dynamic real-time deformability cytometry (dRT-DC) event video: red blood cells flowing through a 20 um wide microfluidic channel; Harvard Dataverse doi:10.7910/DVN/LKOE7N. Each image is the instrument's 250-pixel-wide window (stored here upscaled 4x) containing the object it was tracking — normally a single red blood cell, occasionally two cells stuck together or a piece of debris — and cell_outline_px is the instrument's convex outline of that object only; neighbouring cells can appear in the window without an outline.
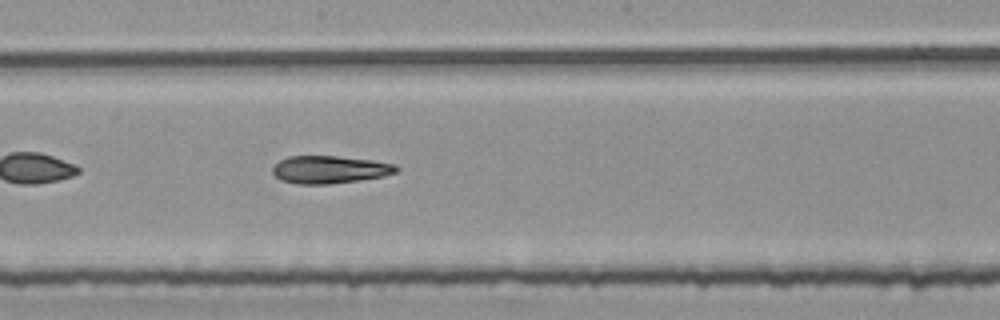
{"species": "common noctule bat (a hibernating species)", "species_latin": "Nyctalus noctula", "temperature_condition": "room temperature", "stored_images_in_passage": 53, "segment_of_instrument_passage": [2, 2], "camera_frame_rate_fps": 3000, "um_per_image_px": 0.085, "animal": {"sex": "female", "body_mass_g": 25.1}, "frame": {"image": 1, "passage_image": 29, "time_ms": 9.333, "image_size_px": [1000, 320], "cell_outline_px": [[396, 172], [384, 176], [328, 184], [296, 184], [280, 180], [272, 172], [272, 168], [280, 160], [288, 156], [336, 156], [372, 160], [392, 164], [396, 168]], "centroid_in_image_um": [27.95, 14.41], "position_along_channel_um": 220.2, "area_um2": 19.65}}
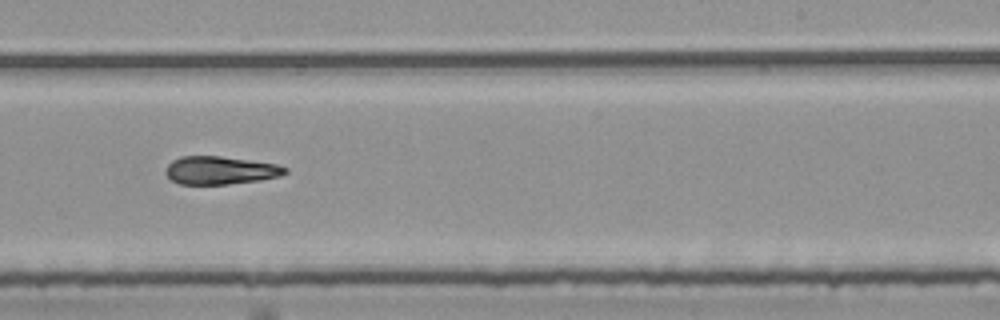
{"frame": {"image": 2, "passage_image": 33, "time_ms": 10.667, "image_size_px": [1000, 320], "cell_outline_px": [[288, 172], [280, 176], [260, 180], [228, 184], [180, 184], [172, 180], [164, 172], [168, 164], [172, 160], [180, 156], [220, 156], [276, 164], [288, 168]], "centroid_in_image_um": [18.71, 14.48], "position_along_channel_um": 270.3, "area_um2": 19.48}}
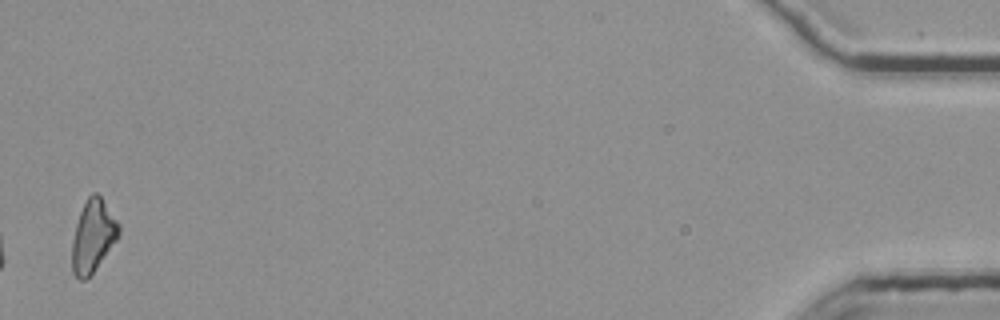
{"frame": {"image": 3, "passage_image": 53, "time_ms": 17.333, "image_size_px": [1000, 320], "cell_outline_px": [[120, 236], [92, 272], [84, 280], [80, 280], [72, 272], [72, 240], [76, 224], [80, 212], [88, 196], [92, 192], [96, 192], [100, 196], [120, 224]], "centroid_in_image_um": [7.91, 20.04], "position_along_channel_um": 427.3, "area_um2": 19.48}}